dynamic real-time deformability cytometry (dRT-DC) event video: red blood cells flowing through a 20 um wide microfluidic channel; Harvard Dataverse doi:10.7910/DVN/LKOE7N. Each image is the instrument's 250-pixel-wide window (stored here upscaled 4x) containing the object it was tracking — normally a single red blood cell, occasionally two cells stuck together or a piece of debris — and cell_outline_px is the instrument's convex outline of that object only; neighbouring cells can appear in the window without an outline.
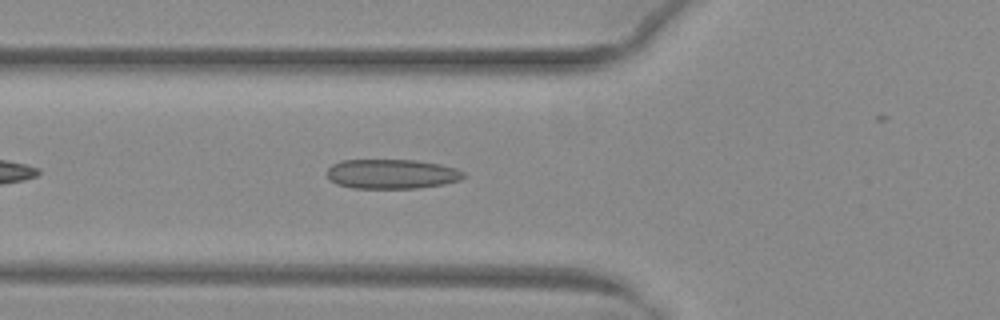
{"species": "common noctule bat (a hibernating species)", "species_latin": "Nyctalus noctula", "temperature_condition": "warm", "stored_images_in_passage": 32, "camera_frame_rate_fps": 3000, "um_per_image_px": 0.085, "animal": {"sex": "female", "body_mass_g": 29.2, "forearm_length_mm": 56.3}, "frame": {"image": 1, "passage_image": 6, "time_ms": 1.667, "image_size_px": [1000, 320], "cell_outline_px": [[464, 176], [460, 180], [444, 184], [416, 188], [352, 188], [336, 184], [328, 180], [328, 168], [332, 164], [340, 160], [416, 160], [440, 164], [456, 168], [464, 172]], "centroid_in_image_um": [33.28, 14.78], "position_along_channel_um": 92.5, "area_um2": 23.64}}
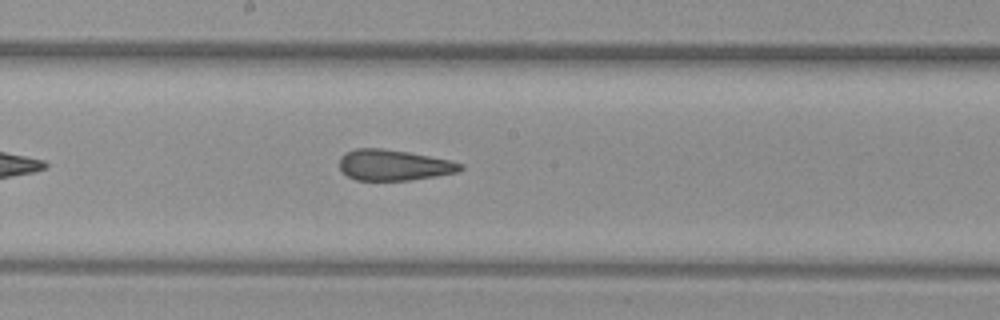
{"frame": {"image": 2, "passage_image": 15, "time_ms": 4.667, "image_size_px": [1000, 320], "cell_outline_px": [[464, 168], [456, 172], [436, 176], [408, 180], [356, 180], [340, 172], [340, 156], [344, 152], [356, 148], [380, 148], [408, 152], [448, 160], [464, 164]], "centroid_in_image_um": [33.42, 14.03], "position_along_channel_um": 214.8, "area_um2": 21.68}}
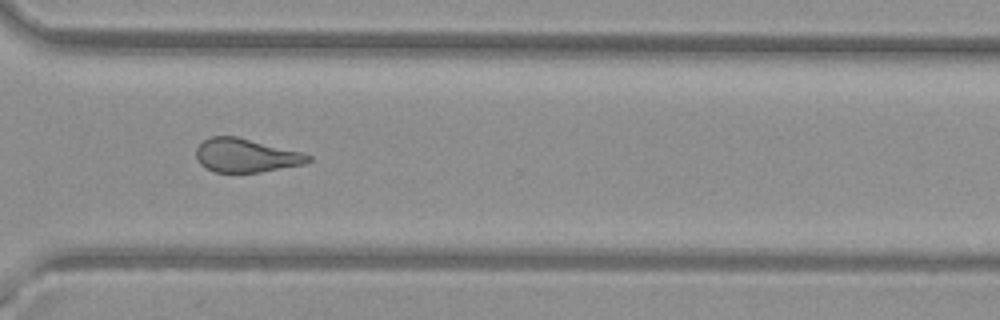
{"frame": {"image": 3, "passage_image": 25, "time_ms": 8.0, "image_size_px": [1000, 320], "cell_outline_px": [[312, 160], [304, 164], [260, 172], [216, 172], [204, 168], [200, 164], [196, 156], [196, 148], [208, 136], [236, 136], [300, 152], [312, 156]], "centroid_in_image_um": [20.87, 13.21], "position_along_channel_um": 349.7, "area_um2": 21.85}, "authors_computed_cell_mechanics": {"area_um2": 22.4553, "velocity_mm_per_s": 4.0639, "shape_relaxation_time_tau1_ms": null, "shape_relaxation_time_tau2_ms": 2.1812, "deformation_change_tau1": null, "deformation_change_tau2": 0.1087}}